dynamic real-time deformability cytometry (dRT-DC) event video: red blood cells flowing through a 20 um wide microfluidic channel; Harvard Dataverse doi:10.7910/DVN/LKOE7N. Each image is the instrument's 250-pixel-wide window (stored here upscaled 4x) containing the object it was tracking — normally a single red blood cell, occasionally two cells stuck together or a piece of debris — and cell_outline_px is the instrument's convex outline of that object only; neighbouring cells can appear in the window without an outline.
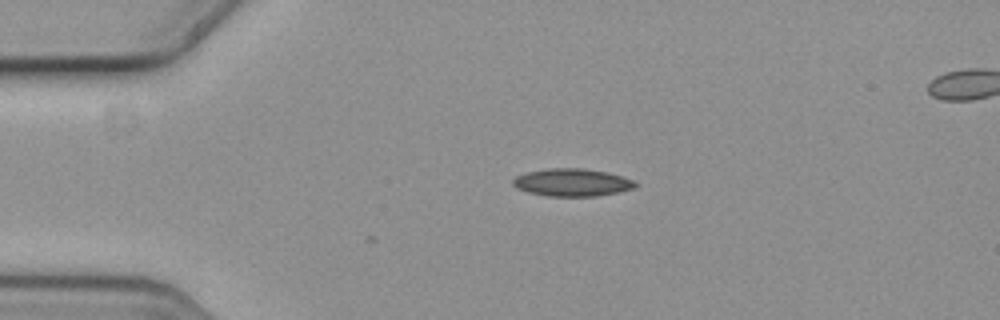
{"species": "common noctule bat (a hibernating species)", "species_latin": "Nyctalus noctula", "temperature_condition": "cold", "stored_images_in_passage": 13, "camera_frame_rate_fps": 3000, "um_per_image_px": 0.085, "animal": {"sex": "female", "body_mass_g": 19.3, "forearm_length_mm": 54.1}, "frame": {"image": 1, "passage_image": 1, "time_ms": 0.0, "image_size_px": [1000, 320], "cell_outline_px": [[640, 184], [632, 188], [620, 192], [596, 196], [548, 196], [528, 192], [516, 188], [512, 184], [512, 180], [516, 176], [528, 172], [548, 168], [580, 168], [604, 172], [620, 176], [632, 180]], "centroid_in_image_um": [48.6, 15.51], "position_along_channel_um": 36.4, "area_um2": 19.54}}
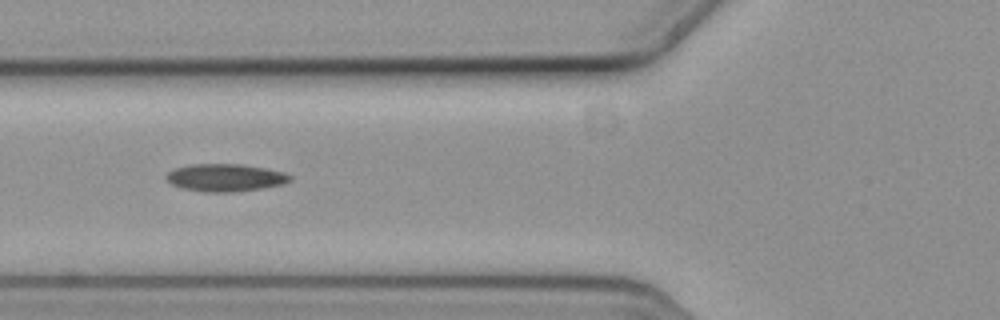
{"frame": {"image": 2, "passage_image": 10, "time_ms": 3.0, "image_size_px": [1000, 320], "cell_outline_px": [[292, 180], [284, 184], [236, 192], [204, 192], [184, 188], [172, 184], [164, 176], [168, 172], [176, 168], [192, 164], [244, 164], [284, 172], [292, 176]], "centroid_in_image_um": [19.18, 15.1], "position_along_channel_um": 106.6, "area_um2": 19.83}}
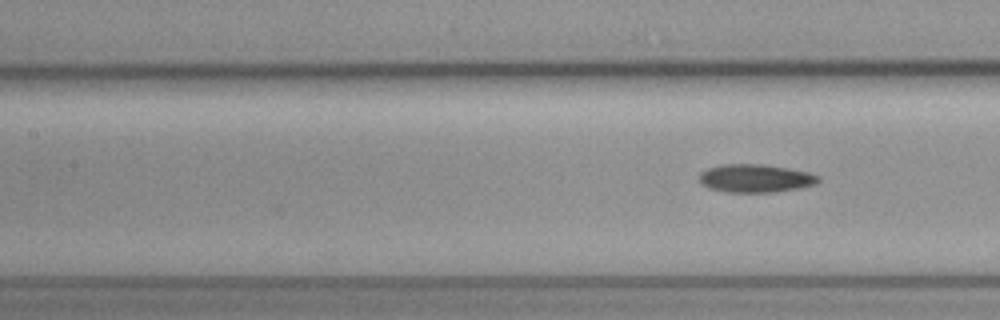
{"frame": {"image": 3, "passage_image": 13, "time_ms": 4.0, "image_size_px": [1000, 320], "cell_outline_px": [[820, 180], [816, 184], [800, 188], [776, 192], [728, 192], [708, 188], [700, 180], [700, 172], [708, 168], [720, 164], [764, 164], [788, 168], [808, 172], [820, 176]], "centroid_in_image_um": [64.24, 15.15], "position_along_channel_um": 143.2, "area_um2": 19.59}}